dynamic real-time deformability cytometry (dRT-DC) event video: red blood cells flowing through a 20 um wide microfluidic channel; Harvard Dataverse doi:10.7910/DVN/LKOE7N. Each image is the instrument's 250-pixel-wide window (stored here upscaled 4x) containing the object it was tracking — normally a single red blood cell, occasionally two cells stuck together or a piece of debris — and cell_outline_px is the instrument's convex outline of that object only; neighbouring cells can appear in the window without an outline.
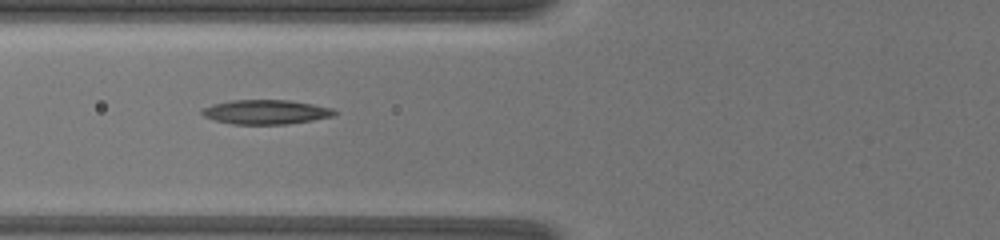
{"species": "common noctule bat (a hibernating species)", "species_latin": "Nyctalus noctula", "temperature_condition": "warm", "stored_images_in_passage": 7, "camera_frame_rate_fps": 3000, "um_per_image_px": 0.085, "animal": {"sex": "female", "body_mass_g": 19.5, "forearm_length_mm": 54.1}, "frame": {"image": 1, "passage_image": 2, "time_ms": 1.333, "image_size_px": [1000, 240], "cell_outline_px": [[336, 112], [332, 116], [312, 120], [288, 124], [232, 124], [216, 120], [204, 116], [200, 112], [204, 108], [212, 104], [232, 100], [288, 100], [312, 104], [332, 108]], "centroid_in_image_um": [22.58, 9.52], "position_along_channel_um": 103.2, "area_um2": 18.61}}
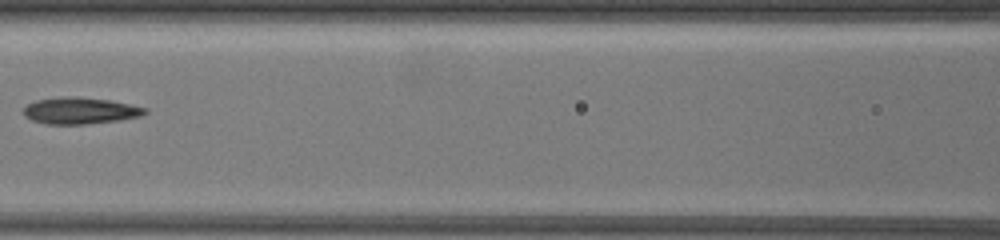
{"frame": {"image": 2, "passage_image": 4, "time_ms": 2.667, "image_size_px": [1000, 240], "cell_outline_px": [[148, 112], [140, 116], [120, 120], [84, 124], [48, 124], [32, 120], [24, 116], [24, 108], [28, 104], [36, 100], [60, 96], [76, 96], [112, 100], [148, 108]], "centroid_in_image_um": [6.83, 9.39], "position_along_channel_um": 159.8, "area_um2": 18.96}}
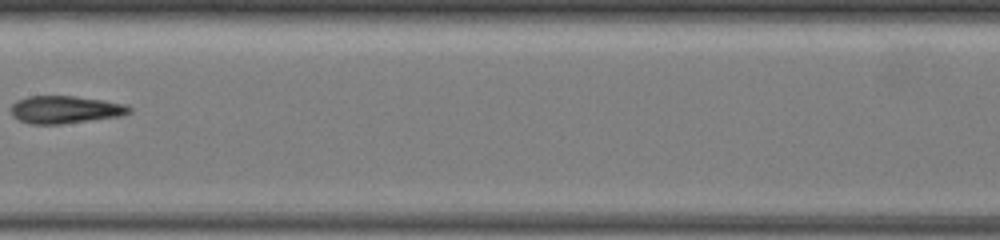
{"frame": {"image": 3, "passage_image": 6, "time_ms": 3.667, "image_size_px": [1000, 240], "cell_outline_px": [[132, 112], [120, 116], [60, 124], [32, 124], [20, 120], [12, 116], [12, 104], [16, 100], [28, 96], [76, 96], [104, 100], [124, 104], [132, 108]], "centroid_in_image_um": [5.55, 9.31], "position_along_channel_um": 201.9, "area_um2": 18.96}}